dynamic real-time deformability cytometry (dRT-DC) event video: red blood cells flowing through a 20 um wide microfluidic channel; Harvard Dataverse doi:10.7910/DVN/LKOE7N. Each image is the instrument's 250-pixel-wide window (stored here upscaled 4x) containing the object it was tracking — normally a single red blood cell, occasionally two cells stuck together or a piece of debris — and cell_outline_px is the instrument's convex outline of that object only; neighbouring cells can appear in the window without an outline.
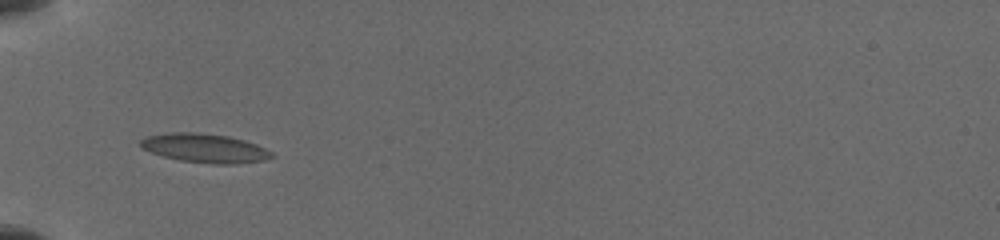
{"species": "common noctule bat (a hibernating species)", "species_latin": "Nyctalus noctula", "temperature_condition": "cold", "stored_images_in_passage": 8, "camera_frame_rate_fps": 3000, "um_per_image_px": 0.085, "animal": {"sex": "female", "body_mass_g": 19.5, "forearm_length_mm": 54.1}, "frame": {"image": 1, "passage_image": 1, "time_ms": 0.0, "image_size_px": [1000, 240], "cell_outline_px": [[276, 156], [264, 160], [236, 164], [212, 164], [180, 160], [164, 156], [140, 148], [140, 140], [148, 136], [172, 132], [196, 132], [228, 136], [244, 140], [256, 144], [272, 152]], "centroid_in_image_um": [17.43, 12.59], "position_along_channel_um": 67.6, "area_um2": 22.08}}
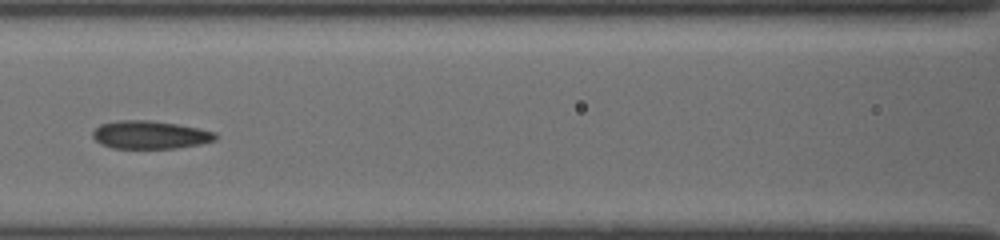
{"frame": {"image": 2, "passage_image": 5, "time_ms": 2.333, "image_size_px": [1000, 240], "cell_outline_px": [[216, 140], [200, 144], [176, 148], [112, 148], [100, 144], [92, 136], [92, 132], [100, 124], [116, 120], [148, 120], [176, 124], [216, 132]], "centroid_in_image_um": [12.72, 11.46], "position_along_channel_um": 153.9, "area_um2": 20.0}}
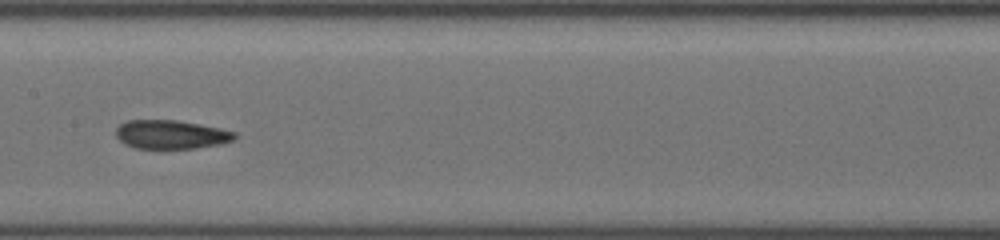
{"frame": {"image": 3, "passage_image": 7, "time_ms": 3.333, "image_size_px": [1000, 240], "cell_outline_px": [[236, 136], [232, 140], [220, 144], [196, 148], [164, 152], [132, 148], [124, 144], [116, 136], [116, 128], [120, 124], [128, 120], [176, 120], [200, 124], [220, 128], [236, 132]], "centroid_in_image_um": [14.49, 11.48], "position_along_channel_um": 192.9, "area_um2": 20.81}}